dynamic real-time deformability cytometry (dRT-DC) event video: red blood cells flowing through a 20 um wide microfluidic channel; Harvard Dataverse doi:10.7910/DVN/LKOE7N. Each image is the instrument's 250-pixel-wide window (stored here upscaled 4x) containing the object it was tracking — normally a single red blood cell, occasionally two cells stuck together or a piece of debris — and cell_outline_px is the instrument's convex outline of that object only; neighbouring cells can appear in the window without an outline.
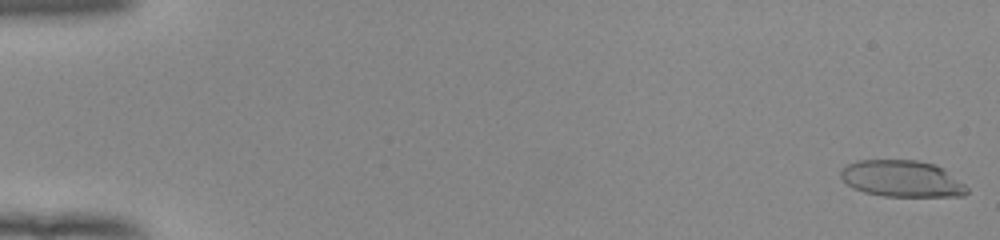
{"species": "human", "species_latin": "Homo sapiens", "temperature_condition": "room temperature", "stored_images_in_passage": 53, "camera_frame_rate_fps": 3000, "um_per_image_px": 0.085, "donor": {"sex": "female"}, "frame": {"image": 1, "passage_image": 1, "time_ms": 0.0, "image_size_px": [1000, 240], "cell_outline_px": [[968, 192], [964, 196], [884, 196], [864, 192], [852, 188], [840, 176], [840, 168], [856, 160], [916, 160], [936, 164], [944, 168], [964, 184], [968, 188]], "centroid_in_image_um": [76.66, 15.18], "position_along_channel_um": 8.3, "area_um2": 27.05}}
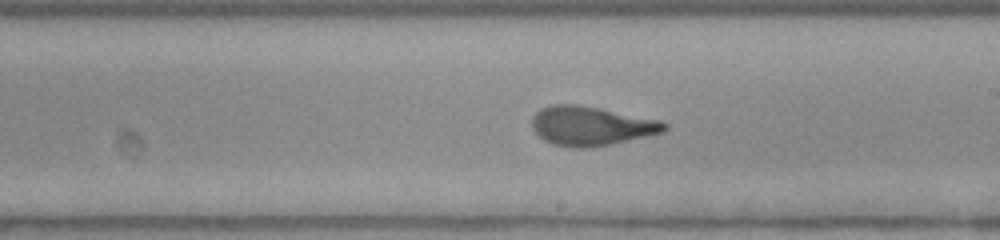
{"frame": {"image": 2, "passage_image": 32, "time_ms": 10.333, "image_size_px": [1000, 240], "cell_outline_px": [[668, 128], [664, 132], [648, 136], [612, 144], [588, 148], [572, 148], [552, 144], [544, 140], [532, 128], [532, 116], [540, 108], [552, 104], [576, 104], [600, 108], [660, 120], [668, 124]], "centroid_in_image_um": [50.25, 10.71], "position_along_channel_um": 238.8, "area_um2": 30.46}}
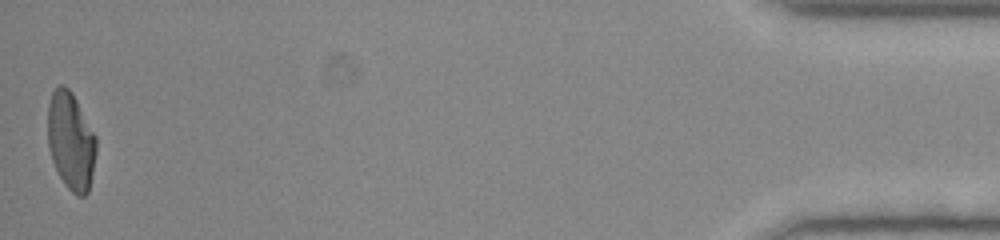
{"frame": {"image": 3, "passage_image": 53, "time_ms": 17.333, "image_size_px": [1000, 240], "cell_outline_px": [[96, 152], [88, 192], [84, 196], [76, 196], [64, 184], [52, 160], [48, 148], [48, 104], [52, 92], [60, 84], [64, 84], [72, 92], [96, 136]], "centroid_in_image_um": [6.01, 11.98], "position_along_channel_um": 429.2, "area_um2": 27.51}, "authors_computed_cell_mechanics": {"area_um2": 29.0156, "velocity_mm_per_s": 3.957, "shape_relaxation_time_tau1_ms": 7.5971, "shape_relaxation_time_tau2_ms": 1.078, "deformation_change_tau1": 0.2727, "deformation_change_tau2": 0.0967}}